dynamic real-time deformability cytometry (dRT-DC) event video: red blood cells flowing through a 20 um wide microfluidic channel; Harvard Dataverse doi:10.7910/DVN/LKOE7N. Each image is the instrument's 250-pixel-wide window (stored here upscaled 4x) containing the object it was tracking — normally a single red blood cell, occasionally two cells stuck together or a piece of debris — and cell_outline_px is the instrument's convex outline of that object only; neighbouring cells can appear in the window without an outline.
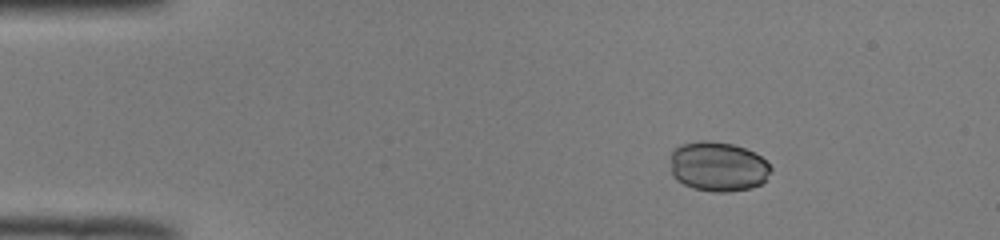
{"species": "common noctule bat (a hibernating species)", "species_latin": "Nyctalus noctula", "temperature_condition": "room temperature", "stored_images_in_passage": 44, "camera_frame_rate_fps": 3000, "um_per_image_px": 0.085, "animal": {"sex": "male", "body_mass_g": 19.0, "forearm_length_mm": 50.8}, "frame": {"image": 1, "passage_image": 1, "time_ms": 0.0, "image_size_px": [1000, 240], "cell_outline_px": [[772, 172], [760, 184], [752, 188], [728, 192], [712, 192], [692, 188], [676, 180], [672, 176], [672, 152], [680, 144], [700, 140], [708, 140], [732, 144], [756, 152], [772, 168]], "centroid_in_image_um": [61.04, 14.16], "position_along_channel_um": 24.0, "area_um2": 29.25}}
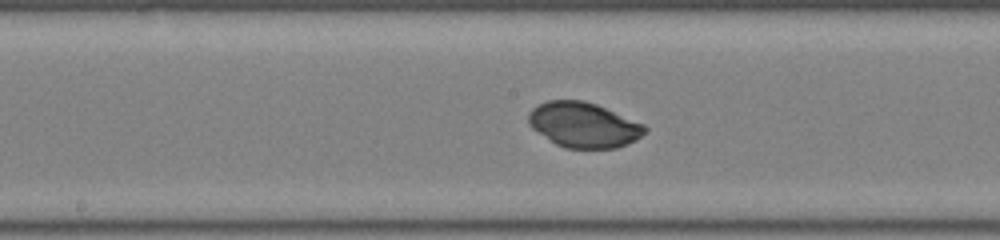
{"frame": {"image": 2, "passage_image": 20, "time_ms": 6.333, "image_size_px": [1000, 240], "cell_outline_px": [[648, 128], [636, 140], [628, 144], [616, 148], [564, 148], [556, 144], [532, 128], [528, 124], [528, 112], [532, 108], [548, 100], [584, 100], [596, 104], [644, 124]], "centroid_in_image_um": [49.6, 10.61], "position_along_channel_um": 198.6, "area_um2": 30.52}}
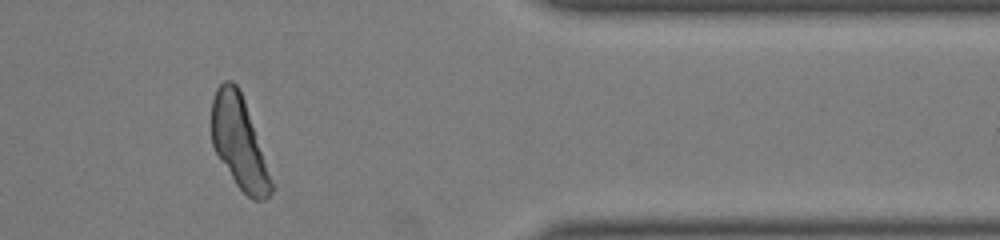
{"frame": {"image": 3, "passage_image": 36, "time_ms": 11.667, "image_size_px": [1000, 240], "cell_outline_px": [[276, 188], [264, 200], [252, 200], [236, 184], [216, 152], [212, 144], [212, 100], [216, 88], [224, 80], [232, 80], [236, 84], [244, 100]], "centroid_in_image_um": [20.35, 12.13], "position_along_channel_um": 391.1, "area_um2": 31.73}}